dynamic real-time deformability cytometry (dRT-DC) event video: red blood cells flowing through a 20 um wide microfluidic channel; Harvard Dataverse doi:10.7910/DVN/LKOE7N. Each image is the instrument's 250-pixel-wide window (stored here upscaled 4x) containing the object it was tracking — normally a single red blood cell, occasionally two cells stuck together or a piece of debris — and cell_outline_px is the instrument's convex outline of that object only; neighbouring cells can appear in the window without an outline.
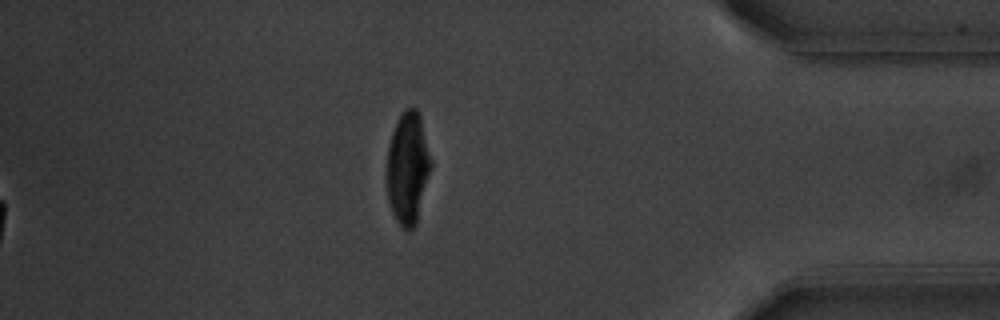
{"species": "common noctule bat (a hibernating species)", "species_latin": "Nyctalus noctula", "temperature_condition": "warm", "stored_images_in_passage": 57, "segment_of_instrument_passage": [2, 2], "camera_frame_rate_fps": 3000, "um_per_image_px": 0.085, "animal": {"sex": "male", "body_mass_g": 20.1, "forearm_length_mm": 53.5}, "frame": {"image": 1, "passage_image": 57, "time_ms": 18.667, "image_size_px": [1000, 320], "cell_outline_px": [[432, 164], [416, 224], [412, 228], [404, 228], [396, 220], [392, 212], [388, 200], [384, 176], [388, 148], [392, 132], [396, 120], [404, 108], [416, 108], [420, 116], [432, 160]], "centroid_in_image_um": [34.63, 14.25], "position_along_channel_um": 400.6, "area_um2": 29.19}}